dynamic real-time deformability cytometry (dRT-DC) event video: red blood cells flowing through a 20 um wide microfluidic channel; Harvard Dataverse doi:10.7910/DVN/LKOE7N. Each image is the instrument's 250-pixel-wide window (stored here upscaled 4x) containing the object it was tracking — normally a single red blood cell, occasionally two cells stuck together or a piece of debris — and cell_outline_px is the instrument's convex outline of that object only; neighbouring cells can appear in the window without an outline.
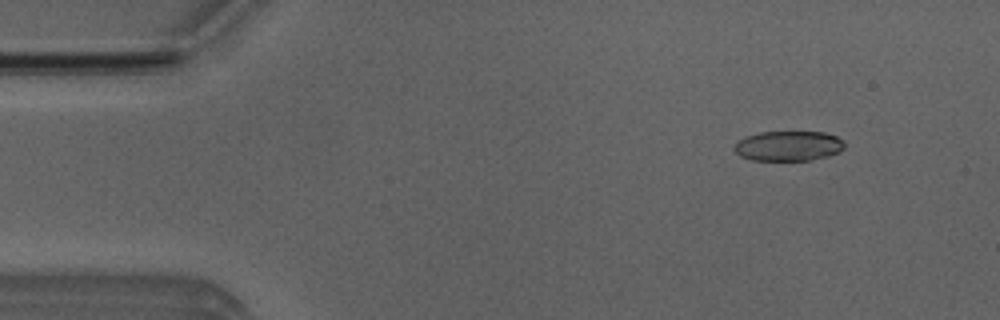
{"species": "Egyptian fruit bat (a non-hibernating species)", "species_latin": "Rousettus aegyptiacus", "temperature_condition": "room temperature", "stored_images_in_passage": 52, "camera_frame_rate_fps": 3000, "um_per_image_px": 0.085, "animal": {"sex": "male"}, "frame": {"image": 1, "passage_image": 6, "time_ms": 1.667, "image_size_px": [1000, 320], "cell_outline_px": [[844, 148], [840, 152], [828, 156], [808, 160], [752, 160], [740, 156], [732, 148], [744, 136], [760, 132], [824, 132], [836, 136], [844, 140]], "centroid_in_image_um": [67.02, 12.4], "position_along_channel_um": 18.0, "area_um2": 19.31}}
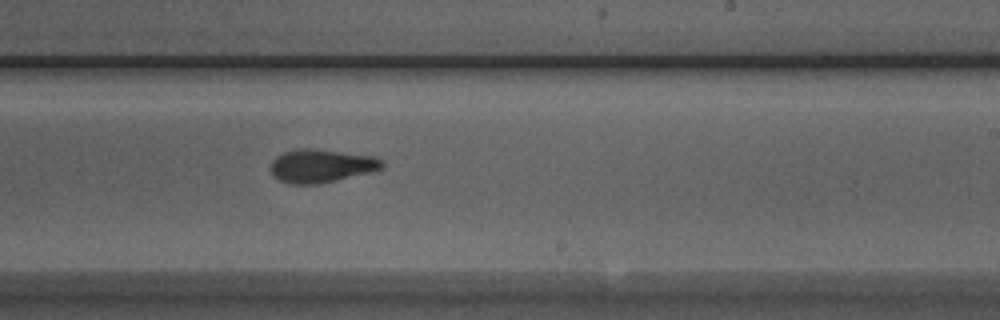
{"frame": {"image": 2, "passage_image": 31, "time_ms": 10.0, "image_size_px": [1000, 320], "cell_outline_px": [[384, 168], [380, 172], [320, 184], [288, 184], [272, 176], [268, 168], [272, 160], [276, 156], [284, 152], [300, 148], [308, 148], [376, 156], [384, 160]], "centroid_in_image_um": [27.38, 14.12], "position_along_channel_um": 261.6, "area_um2": 22.48}}
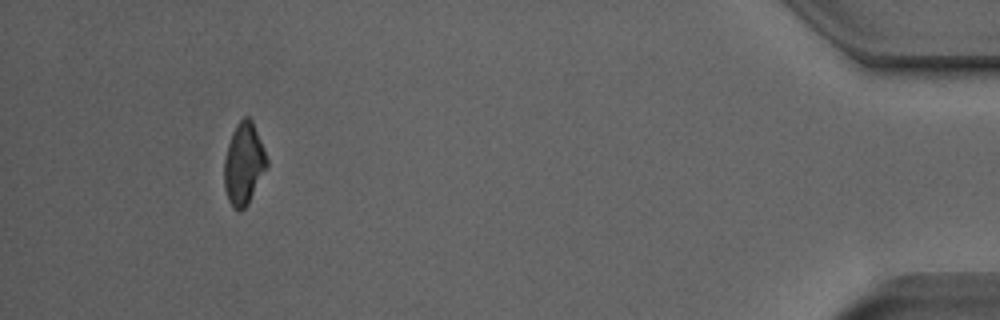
{"frame": {"image": 3, "passage_image": 48, "time_ms": 15.667, "image_size_px": [1000, 320], "cell_outline_px": [[268, 168], [248, 204], [240, 212], [232, 208], [228, 200], [224, 188], [224, 160], [228, 144], [232, 132], [236, 124], [244, 116], [248, 116], [252, 120], [264, 148], [268, 160]], "centroid_in_image_um": [20.73, 13.95], "position_along_channel_um": 414.5, "area_um2": 20.69}, "authors_computed_cell_mechanics": {"area_um2": 21.2126, "velocity_mm_per_s": 3.9784, "shape_relaxation_time_tau1_ms": 5.0307, "shape_relaxation_time_tau2_ms": 3.072, "deformation_change_tau1": 0.1519, "deformation_change_tau2": 0.1047}}